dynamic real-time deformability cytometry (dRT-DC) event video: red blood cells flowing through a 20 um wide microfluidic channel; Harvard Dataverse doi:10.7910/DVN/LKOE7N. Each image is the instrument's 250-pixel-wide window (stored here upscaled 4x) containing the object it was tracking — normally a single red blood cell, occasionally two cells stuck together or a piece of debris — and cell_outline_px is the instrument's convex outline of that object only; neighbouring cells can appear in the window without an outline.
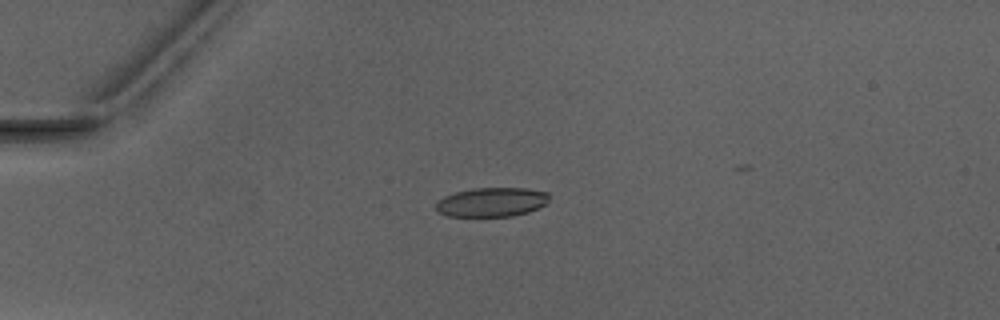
{"species": "Egyptian fruit bat (a non-hibernating species)", "species_latin": "Rousettus aegyptiacus", "temperature_condition": "warm", "stored_images_in_passage": 6, "camera_frame_rate_fps": 3000, "um_per_image_px": 0.085, "animal": {"sex": "male"}, "frame": {"image": 1, "passage_image": 2, "time_ms": 1.333, "image_size_px": [1000, 320], "cell_outline_px": [[548, 204], [528, 212], [512, 216], [448, 216], [436, 212], [436, 200], [444, 196], [456, 192], [476, 188], [524, 188], [548, 192]], "centroid_in_image_um": [41.78, 17.18], "position_along_channel_um": 43.2, "area_um2": 19.36}}
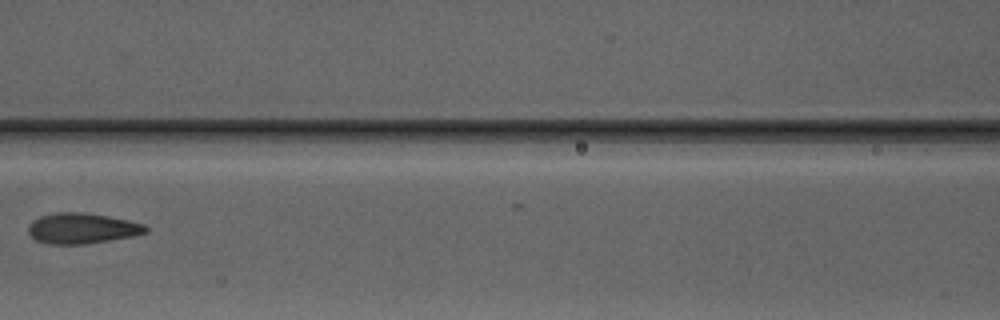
{"frame": {"image": 2, "passage_image": 5, "time_ms": 5.0, "image_size_px": [1000, 320], "cell_outline_px": [[148, 232], [132, 236], [84, 244], [48, 244], [36, 240], [28, 232], [28, 224], [32, 220], [40, 216], [56, 212], [84, 212], [108, 216], [128, 220], [144, 224], [148, 228]], "centroid_in_image_um": [6.95, 19.4], "position_along_channel_um": 159.7, "area_um2": 20.92}}
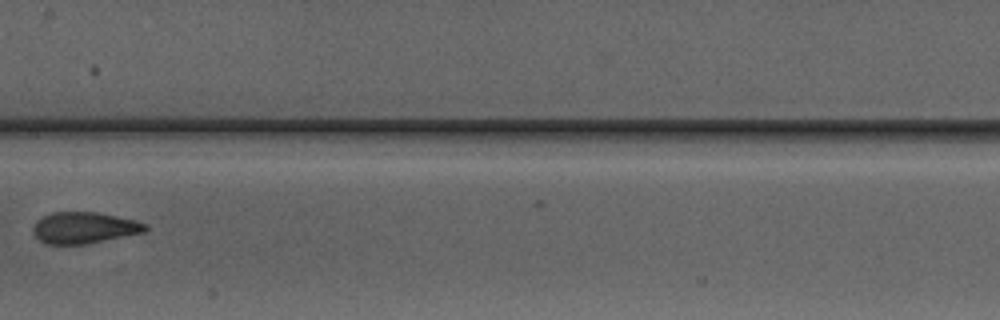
{"frame": {"image": 3, "passage_image": 6, "time_ms": 6.0, "image_size_px": [1000, 320], "cell_outline_px": [[148, 228], [144, 232], [84, 244], [48, 244], [40, 240], [32, 232], [32, 228], [36, 220], [52, 212], [96, 212], [136, 220], [148, 224]], "centroid_in_image_um": [7.14, 19.35], "position_along_channel_um": 200.3, "area_um2": 20.4}}